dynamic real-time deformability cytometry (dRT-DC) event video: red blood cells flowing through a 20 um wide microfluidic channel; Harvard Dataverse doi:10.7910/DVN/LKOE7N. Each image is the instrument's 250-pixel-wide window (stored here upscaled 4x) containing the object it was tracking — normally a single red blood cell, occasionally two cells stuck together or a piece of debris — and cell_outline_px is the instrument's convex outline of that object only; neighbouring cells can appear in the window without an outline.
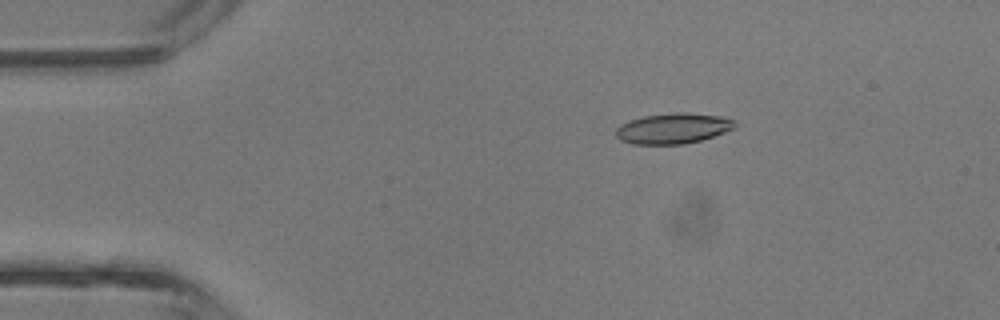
{"species": "common noctule bat (a hibernating species)", "species_latin": "Nyctalus noctula", "temperature_condition": "room temperature", "stored_images_in_passage": 43, "camera_frame_rate_fps": 3000, "um_per_image_px": 0.085, "animal": {"sex": "male", "body_mass_g": 13.3}, "frame": {"image": 1, "passage_image": 8, "time_ms": 2.333, "image_size_px": [1000, 320], "cell_outline_px": [[736, 128], [700, 140], [684, 144], [632, 144], [620, 140], [616, 136], [616, 128], [620, 124], [628, 120], [644, 116], [676, 112], [688, 112], [720, 116], [736, 120]], "centroid_in_image_um": [57.2, 10.9], "position_along_channel_um": 27.8, "area_um2": 21.27}}
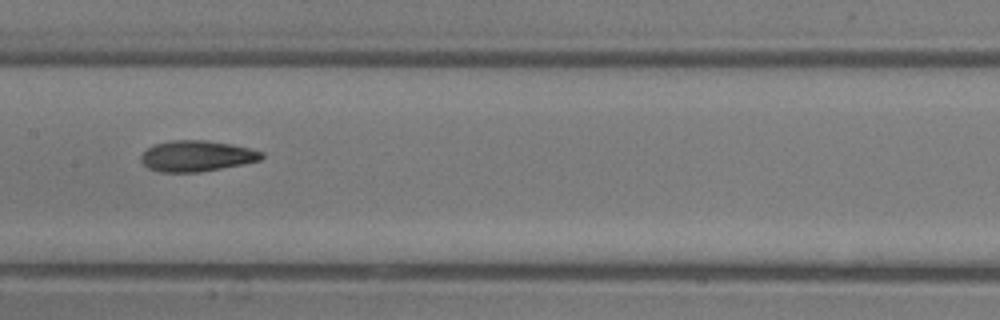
{"frame": {"image": 2, "passage_image": 22, "time_ms": 7.0, "image_size_px": [1000, 320], "cell_outline_px": [[264, 156], [260, 160], [200, 172], [160, 172], [148, 168], [140, 160], [140, 156], [148, 148], [156, 144], [172, 140], [204, 140], [232, 144], [264, 152]], "centroid_in_image_um": [16.7, 13.26], "position_along_channel_um": 190.7, "area_um2": 21.5}}
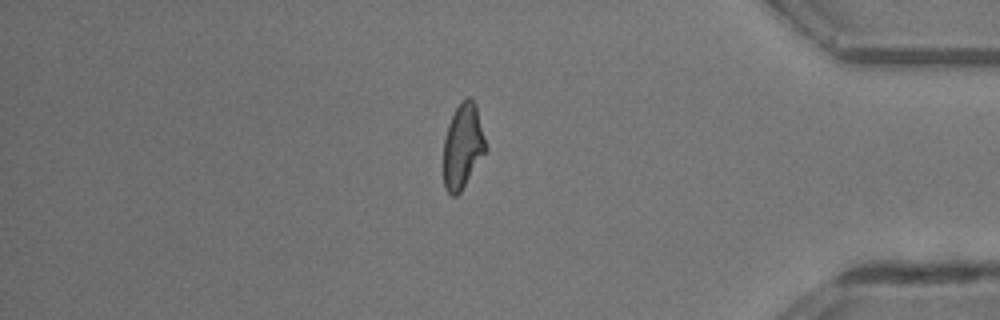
{"frame": {"image": 3, "passage_image": 37, "time_ms": 12.0, "image_size_px": [1000, 320], "cell_outline_px": [[488, 148], [460, 192], [456, 196], [452, 196], [444, 188], [444, 136], [448, 124], [456, 108], [468, 96], [476, 104]], "centroid_in_image_um": [39.34, 12.43], "position_along_channel_um": 395.9, "area_um2": 20.75}}